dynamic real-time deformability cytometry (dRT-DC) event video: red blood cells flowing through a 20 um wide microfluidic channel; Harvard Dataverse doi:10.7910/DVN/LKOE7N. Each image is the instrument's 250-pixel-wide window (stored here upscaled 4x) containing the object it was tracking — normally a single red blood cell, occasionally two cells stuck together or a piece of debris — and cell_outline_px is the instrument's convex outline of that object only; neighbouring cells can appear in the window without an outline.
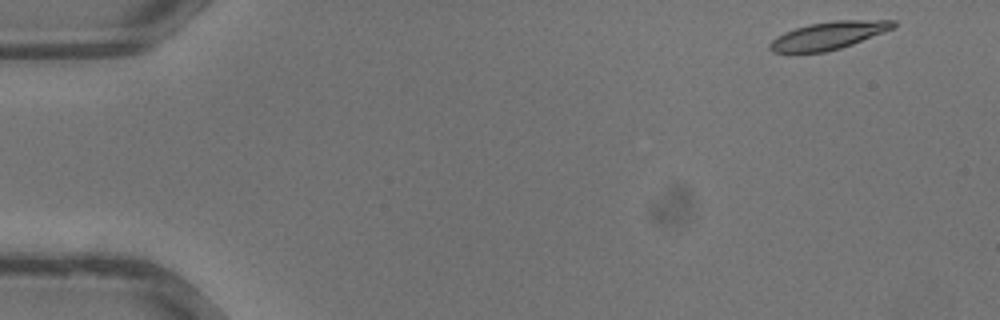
{"species": "common noctule bat (a hibernating species)", "species_latin": "Nyctalus noctula", "temperature_condition": "warm", "stored_images_in_passage": 34, "camera_frame_rate_fps": 3000, "um_per_image_px": 0.085, "animal": {"sex": "male", "body_mass_g": 13.3}, "frame": {"image": 1, "passage_image": 1, "time_ms": 0.0, "image_size_px": [1000, 320], "cell_outline_px": [[896, 24], [892, 28], [884, 32], [852, 44], [840, 48], [824, 52], [788, 56], [772, 52], [768, 48], [768, 44], [776, 36], [784, 32], [808, 24], [836, 20], [896, 20]], "centroid_in_image_um": [70.29, 3.07], "position_along_channel_um": 14.7, "area_um2": 20.52}}
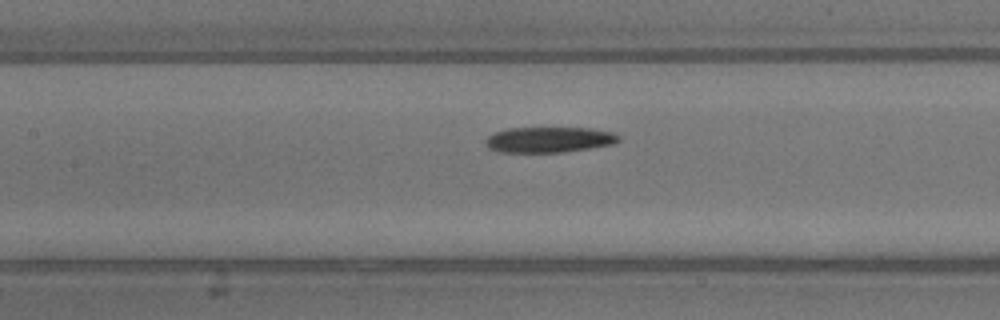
{"frame": {"image": 2, "passage_image": 15, "time_ms": 4.667, "image_size_px": [1000, 320], "cell_outline_px": [[620, 140], [612, 144], [564, 152], [496, 152], [488, 148], [484, 144], [484, 140], [492, 132], [508, 128], [592, 128], [612, 132], [620, 136]], "centroid_in_image_um": [46.6, 11.87], "position_along_channel_um": 160.8, "area_um2": 20.0}}
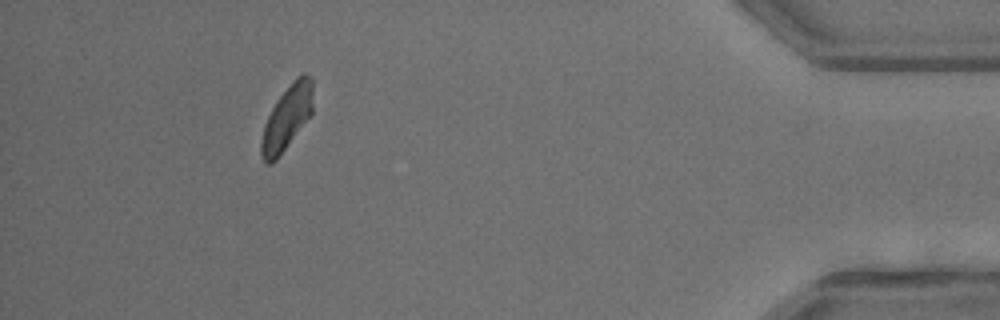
{"frame": {"image": 3, "passage_image": 31, "time_ms": 10.0, "image_size_px": [1000, 320], "cell_outline_px": [[312, 112], [280, 156], [272, 164], [268, 164], [260, 156], [260, 140], [264, 124], [276, 100], [296, 76], [300, 72], [304, 72], [312, 76]], "centroid_in_image_um": [24.37, 9.99], "position_along_channel_um": 410.8, "area_um2": 19.48}}